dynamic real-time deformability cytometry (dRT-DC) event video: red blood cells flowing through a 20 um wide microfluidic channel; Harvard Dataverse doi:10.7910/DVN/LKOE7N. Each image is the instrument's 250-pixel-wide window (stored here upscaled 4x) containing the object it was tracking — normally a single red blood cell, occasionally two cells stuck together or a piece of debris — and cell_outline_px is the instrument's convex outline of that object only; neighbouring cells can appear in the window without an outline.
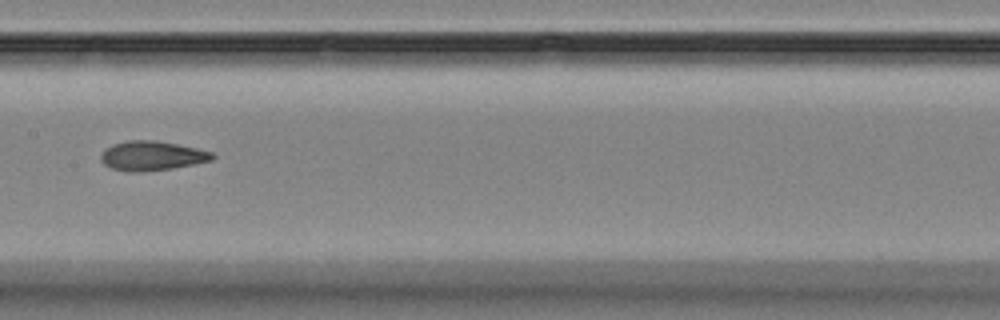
{"species": "Egyptian fruit bat (a non-hibernating species)", "species_latin": "Rousettus aegyptiacus", "temperature_condition": "room temperature", "stored_images_in_passage": 10, "camera_frame_rate_fps": 3000, "um_per_image_px": 0.085, "animal": {"sex": "female"}, "frame": {"image": 1, "passage_image": 4, "time_ms": 3.667, "image_size_px": [1000, 320], "cell_outline_px": [[216, 156], [212, 160], [172, 168], [140, 172], [128, 172], [112, 168], [104, 164], [100, 160], [100, 156], [112, 144], [128, 140], [156, 140], [196, 148], [212, 152]], "centroid_in_image_um": [12.91, 13.24], "position_along_channel_um": 194.5, "area_um2": 18.96}}
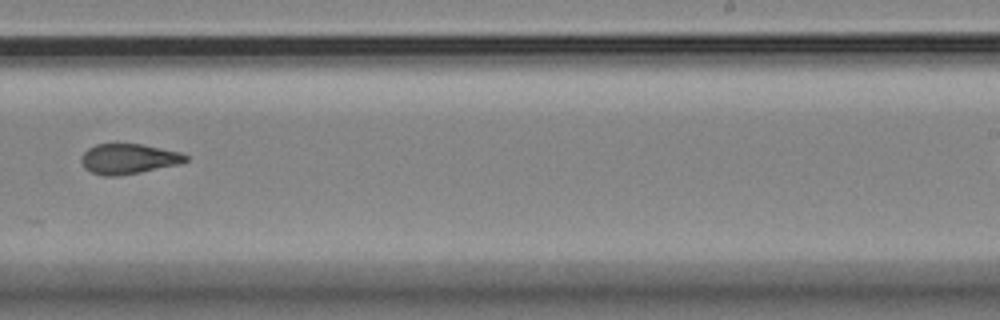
{"frame": {"image": 2, "passage_image": 6, "time_ms": 6.0, "image_size_px": [1000, 320], "cell_outline_px": [[188, 160], [180, 164], [120, 176], [104, 176], [92, 172], [84, 168], [80, 160], [80, 156], [88, 148], [96, 144], [140, 144], [180, 152], [188, 156]], "centroid_in_image_um": [10.9, 13.51], "position_along_channel_um": 278.1, "area_um2": 18.38}}
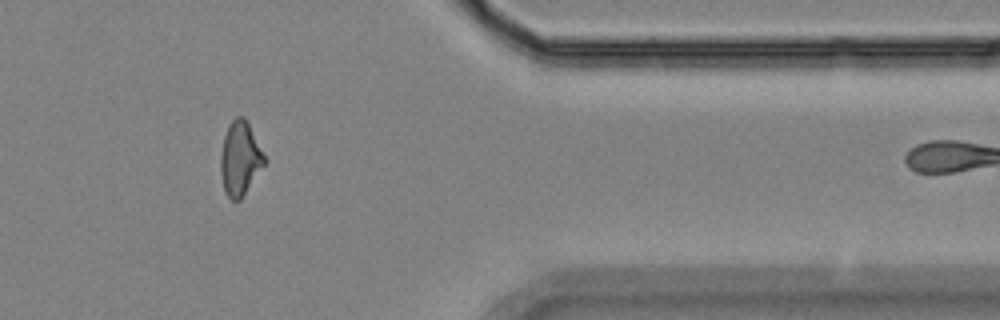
{"frame": {"image": 3, "passage_image": 9, "time_ms": 9.667, "image_size_px": [1000, 320], "cell_outline_px": [[264, 164], [240, 200], [232, 200], [224, 192], [220, 172], [220, 156], [224, 136], [228, 124], [236, 116], [244, 116], [264, 156]], "centroid_in_image_um": [20.35, 13.47], "position_along_channel_um": 391.0, "area_um2": 18.44}, "authors_computed_cell_mechanics": {"area_um2": 18.785, "velocity_mm_per_s": 3.6123, "shape_relaxation_time_tau1_ms": 4.4974, "shape_relaxation_time_tau2_ms": 2.1012, "deformation_change_tau1": 0.1494, "deformation_change_tau2": 0.0869}}